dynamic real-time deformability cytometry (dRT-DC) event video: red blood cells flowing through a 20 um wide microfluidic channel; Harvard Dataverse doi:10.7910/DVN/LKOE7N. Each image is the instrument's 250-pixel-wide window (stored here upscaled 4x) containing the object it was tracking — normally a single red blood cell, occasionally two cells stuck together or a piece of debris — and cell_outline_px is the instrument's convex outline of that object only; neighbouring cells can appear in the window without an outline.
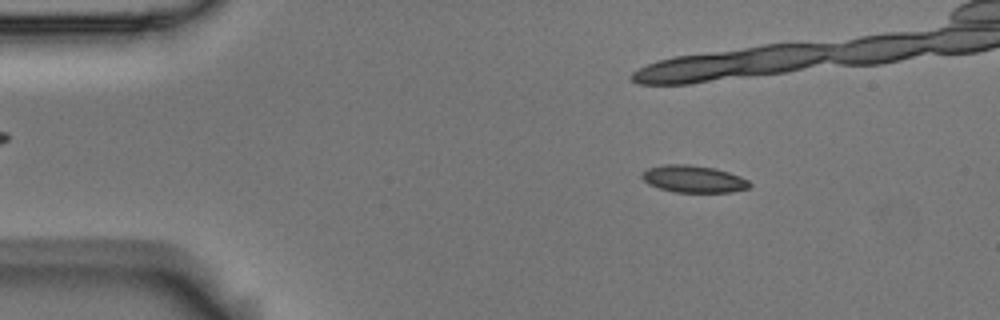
{"species": "Egyptian fruit bat (a non-hibernating species)", "species_latin": "Rousettus aegyptiacus", "temperature_condition": "room temperature", "stored_images_in_passage": 7, "camera_frame_rate_fps": 3000, "um_per_image_px": 0.085, "animal": {"sex": "male"}, "frame": {"image": 1, "passage_image": 1, "time_ms": 0.0, "image_size_px": [1000, 320], "cell_outline_px": [[752, 184], [748, 188], [732, 192], [672, 192], [648, 184], [640, 176], [648, 168], [664, 164], [688, 164], [716, 168], [740, 176], [748, 180]], "centroid_in_image_um": [58.96, 15.21], "position_along_channel_um": 26.0, "area_um2": 17.05}}
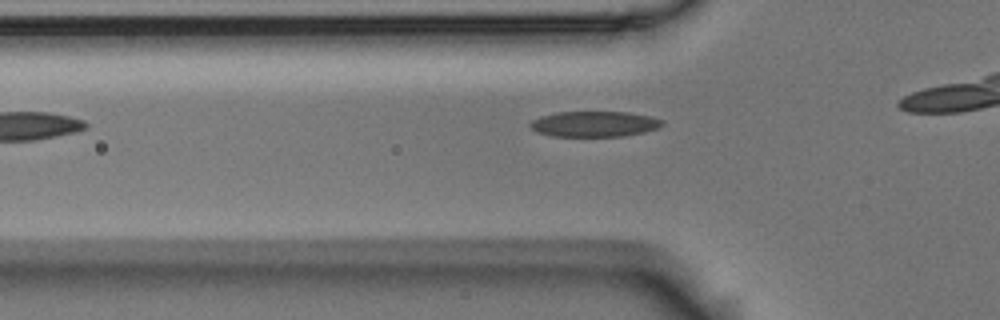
{"frame": {"image": 2, "passage_image": 5, "time_ms": 1.333, "image_size_px": [1000, 320], "cell_outline_px": [[664, 124], [656, 128], [644, 132], [624, 136], [552, 136], [536, 132], [528, 124], [532, 120], [540, 116], [556, 112], [628, 112], [652, 116], [664, 120]], "centroid_in_image_um": [50.52, 10.53], "position_along_channel_um": 75.3, "area_um2": 19.77}}